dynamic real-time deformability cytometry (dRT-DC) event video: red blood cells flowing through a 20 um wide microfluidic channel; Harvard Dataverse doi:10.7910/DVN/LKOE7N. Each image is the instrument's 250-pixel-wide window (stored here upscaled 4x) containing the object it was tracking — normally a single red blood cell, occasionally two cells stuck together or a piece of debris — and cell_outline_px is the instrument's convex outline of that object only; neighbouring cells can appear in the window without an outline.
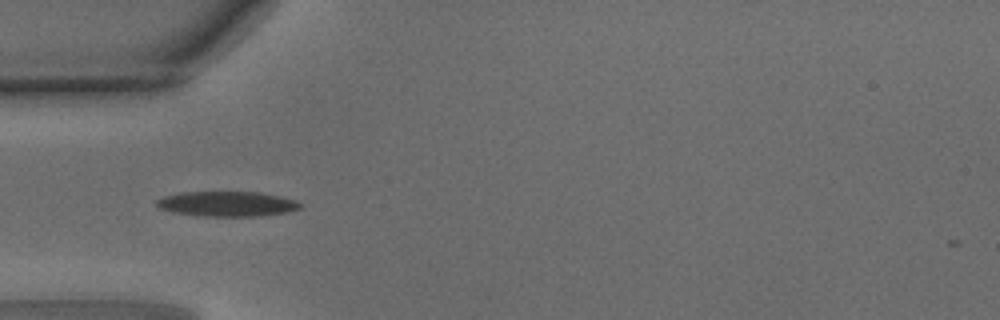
{"species": "common noctule bat (a hibernating species)", "species_latin": "Nyctalus noctula", "temperature_condition": "warm", "stored_images_in_passage": 34, "camera_frame_rate_fps": 3000, "um_per_image_px": 0.085, "animal": {"sex": "male", "body_mass_g": 15.6}, "frame": {"image": 1, "passage_image": 1, "time_ms": 0.0, "image_size_px": [1000, 320], "cell_outline_px": [[304, 204], [300, 208], [288, 212], [260, 216], [196, 216], [172, 212], [160, 208], [156, 204], [156, 200], [164, 196], [180, 192], [260, 192], [280, 196], [296, 200]], "centroid_in_image_um": [19.32, 17.33], "position_along_channel_um": 65.7, "area_um2": 21.15}}
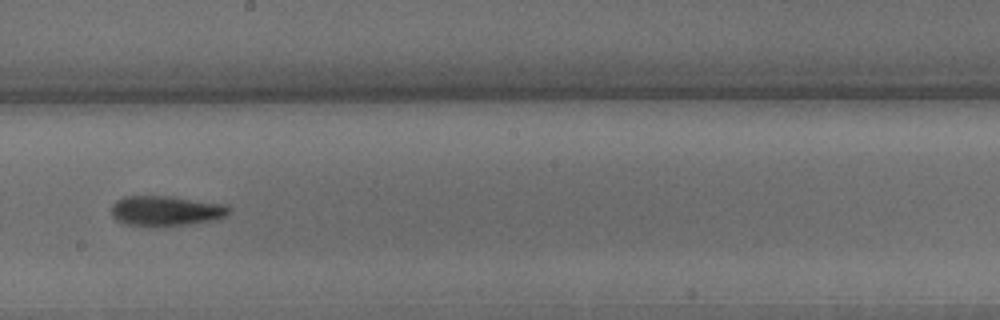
{"frame": {"image": 2, "passage_image": 13, "time_ms": 4.0, "image_size_px": [1000, 320], "cell_outline_px": [[228, 212], [224, 216], [212, 220], [192, 224], [156, 228], [124, 224], [116, 220], [112, 216], [112, 204], [116, 200], [124, 196], [164, 196], [220, 204], [228, 208]], "centroid_in_image_um": [13.98, 17.96], "position_along_channel_um": 234.2, "area_um2": 20.58}}
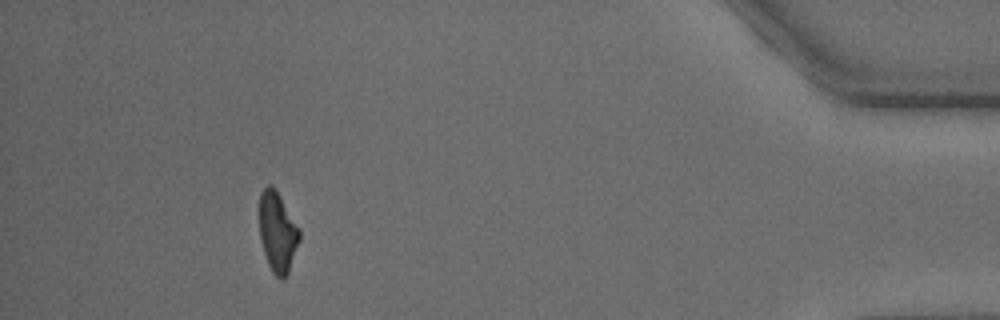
{"frame": {"image": 3, "passage_image": 30, "time_ms": 9.667, "image_size_px": [1000, 320], "cell_outline_px": [[300, 240], [288, 272], [284, 280], [280, 280], [272, 272], [268, 264], [260, 240], [260, 192], [268, 184], [272, 184], [276, 188], [300, 228]], "centroid_in_image_um": [23.6, 19.7], "position_along_channel_um": 411.6, "area_um2": 18.9}, "authors_computed_cell_mechanics": {"area_um2": 19.7965, "velocity_mm_per_s": 4.2075, "shape_relaxation_time_tau1_ms": 3.9039, "shape_relaxation_time_tau2_ms": 5.4454, "deformation_change_tau1": 0.1706, "deformation_change_tau2": 0.152}}